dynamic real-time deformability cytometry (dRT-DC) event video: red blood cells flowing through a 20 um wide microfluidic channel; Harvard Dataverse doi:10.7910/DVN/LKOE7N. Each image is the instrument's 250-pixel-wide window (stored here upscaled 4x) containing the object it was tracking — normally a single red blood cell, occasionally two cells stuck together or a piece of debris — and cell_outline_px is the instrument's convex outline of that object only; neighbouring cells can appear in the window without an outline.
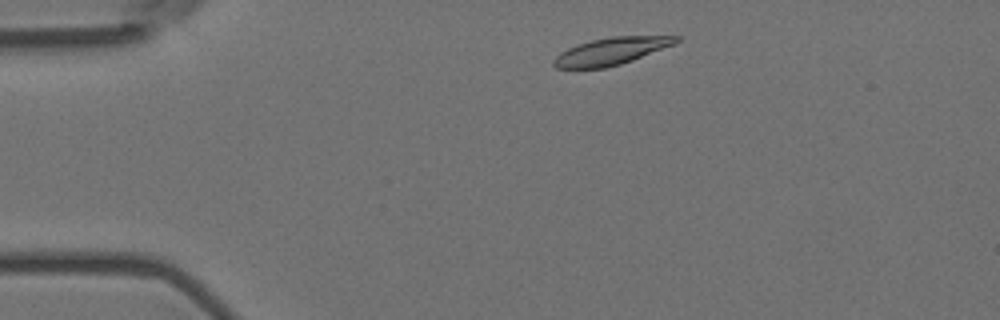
{"species": "Egyptian fruit bat (a non-hibernating species)", "species_latin": "Rousettus aegyptiacus", "temperature_condition": "room temperature", "stored_images_in_passage": 3, "camera_frame_rate_fps": 3000, "um_per_image_px": 0.085, "animal": {"sex": "female"}, "frame": {"image": 1, "passage_image": 2, "time_ms": 0.333, "image_size_px": [1000, 320], "cell_outline_px": [[680, 40], [676, 44], [632, 60], [620, 64], [604, 68], [556, 68], [552, 64], [552, 60], [560, 52], [576, 44], [592, 40], [612, 36], [680, 36]], "centroid_in_image_um": [51.94, 4.35], "position_along_channel_um": 33.1, "area_um2": 19.42}}